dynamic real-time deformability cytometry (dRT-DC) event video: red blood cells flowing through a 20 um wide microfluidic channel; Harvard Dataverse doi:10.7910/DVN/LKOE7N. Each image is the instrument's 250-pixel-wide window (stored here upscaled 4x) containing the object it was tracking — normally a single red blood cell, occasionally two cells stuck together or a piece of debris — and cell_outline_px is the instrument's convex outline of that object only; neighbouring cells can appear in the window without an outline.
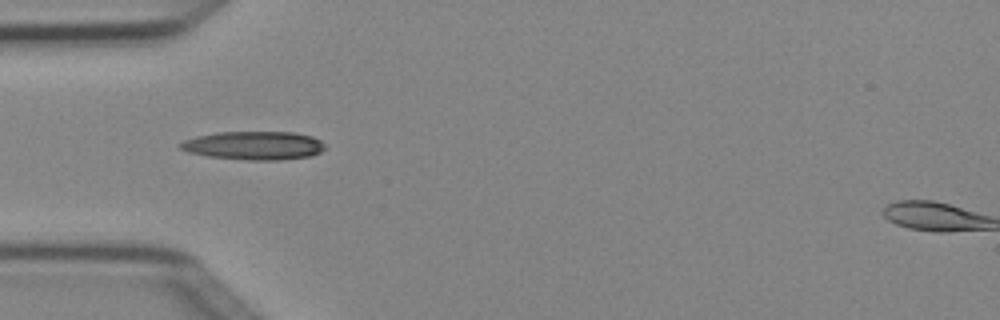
{"species": "Egyptian fruit bat (a non-hibernating species)", "species_latin": "Rousettus aegyptiacus", "temperature_condition": "cold", "stored_images_in_passage": 4, "camera_frame_rate_fps": 3000, "um_per_image_px": 0.085, "animal": {"sex": "female"}, "frame": {"image": 1, "passage_image": 1, "time_ms": 0.0, "image_size_px": [1000, 320], "cell_outline_px": [[324, 148], [320, 152], [312, 156], [284, 160], [248, 160], [208, 156], [188, 152], [180, 148], [176, 144], [184, 140], [196, 136], [216, 132], [292, 132], [312, 136], [320, 140], [324, 144]], "centroid_in_image_um": [21.57, 12.37], "position_along_channel_um": 63.4, "area_um2": 24.16}}
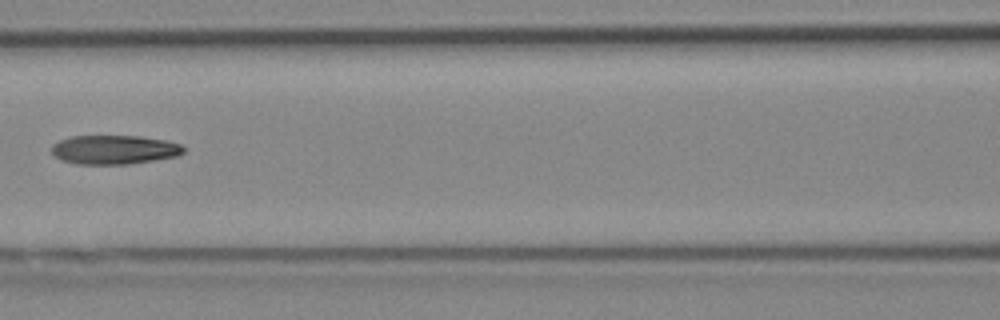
{"frame": {"image": 2, "passage_image": 3, "time_ms": 0.667, "image_size_px": [1000, 320], "cell_outline_px": [[184, 152], [180, 156], [128, 164], [76, 164], [60, 160], [52, 152], [52, 144], [60, 140], [72, 136], [140, 136], [164, 140], [180, 144], [184, 148]], "centroid_in_image_um": [9.71, 12.73], "position_along_channel_um": 156.9, "area_um2": 22.37}}
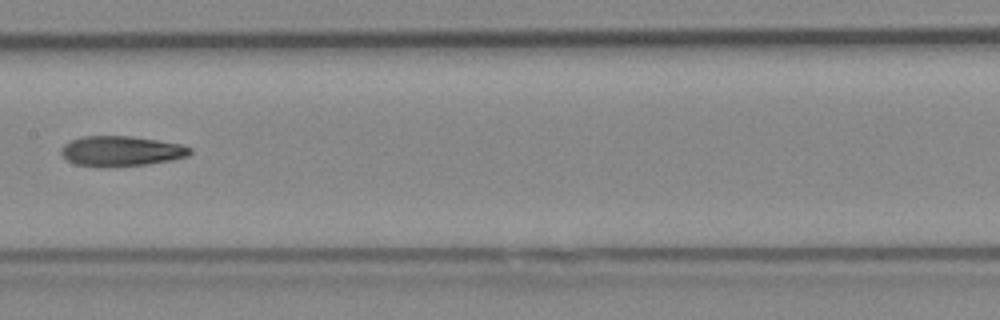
{"frame": {"image": 3, "passage_image": 4, "time_ms": 1.0, "image_size_px": [1000, 320], "cell_outline_px": [[192, 152], [188, 156], [172, 160], [148, 164], [100, 168], [96, 168], [76, 164], [68, 160], [60, 152], [60, 148], [64, 144], [80, 136], [132, 136], [180, 144], [192, 148]], "centroid_in_image_um": [10.28, 12.85], "position_along_channel_um": 197.1, "area_um2": 22.89}}